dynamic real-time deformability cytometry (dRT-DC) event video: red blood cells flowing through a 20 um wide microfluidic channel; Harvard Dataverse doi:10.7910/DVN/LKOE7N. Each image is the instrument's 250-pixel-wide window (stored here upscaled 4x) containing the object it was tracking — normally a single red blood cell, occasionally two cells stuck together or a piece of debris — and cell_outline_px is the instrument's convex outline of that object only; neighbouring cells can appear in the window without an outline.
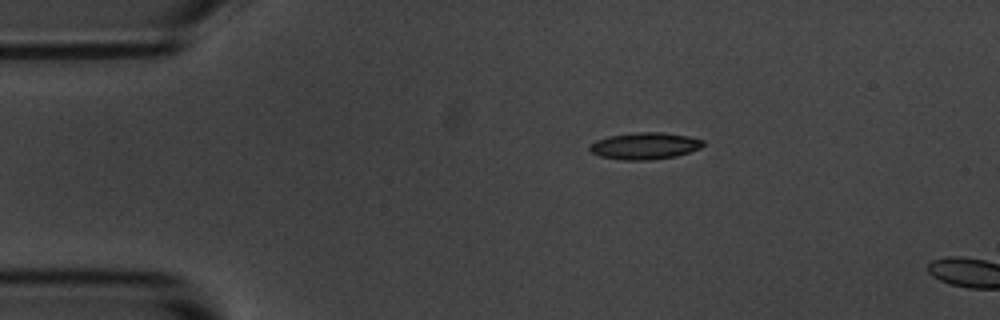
{"species": "common noctule bat (a hibernating species)", "species_latin": "Nyctalus noctula", "temperature_condition": "room temperature", "stored_images_in_passage": 2, "camera_frame_rate_fps": 3000, "um_per_image_px": 0.085, "animal": {"sex": "male", "body_mass_g": 20.1, "forearm_length_mm": 53.5}, "frame": {"image": 1, "passage_image": 1, "time_ms": 0.0, "image_size_px": [1000, 320], "cell_outline_px": [[704, 144], [700, 148], [676, 156], [652, 160], [624, 160], [600, 156], [592, 152], [588, 148], [596, 140], [608, 136], [636, 132], [660, 132], [688, 136], [704, 140]], "centroid_in_image_um": [54.81, 12.4], "position_along_channel_um": 30.2, "area_um2": 17.63}}